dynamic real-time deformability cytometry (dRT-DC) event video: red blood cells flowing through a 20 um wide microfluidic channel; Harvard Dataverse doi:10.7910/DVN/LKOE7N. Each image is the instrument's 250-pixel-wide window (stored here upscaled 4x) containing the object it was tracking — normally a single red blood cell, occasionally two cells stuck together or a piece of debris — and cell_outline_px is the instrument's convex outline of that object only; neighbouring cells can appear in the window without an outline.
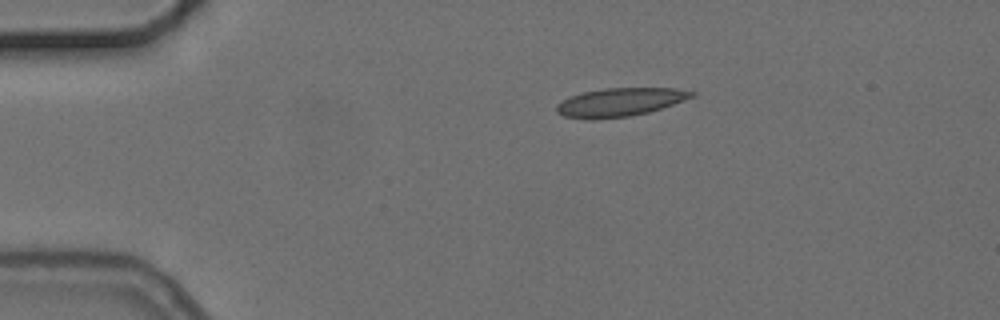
{"species": "common noctule bat (a hibernating species)", "species_latin": "Nyctalus noctula", "temperature_condition": "cold", "stored_images_in_passage": 2, "segment_of_instrument_passage": [1, 2], "camera_frame_rate_fps": 3000, "um_per_image_px": 0.085, "animal": {"sex": "female", "body_mass_g": 24.6, "forearm_length_mm": 56.2}, "frame": {"image": 1, "passage_image": 1, "time_ms": 0.0, "image_size_px": [1000, 320], "cell_outline_px": [[696, 96], [648, 112], [628, 116], [592, 120], [588, 120], [564, 116], [556, 112], [556, 104], [580, 92], [604, 88], [676, 88], [696, 92]], "centroid_in_image_um": [52.67, 8.68], "position_along_channel_um": 32.3, "area_um2": 22.37}}